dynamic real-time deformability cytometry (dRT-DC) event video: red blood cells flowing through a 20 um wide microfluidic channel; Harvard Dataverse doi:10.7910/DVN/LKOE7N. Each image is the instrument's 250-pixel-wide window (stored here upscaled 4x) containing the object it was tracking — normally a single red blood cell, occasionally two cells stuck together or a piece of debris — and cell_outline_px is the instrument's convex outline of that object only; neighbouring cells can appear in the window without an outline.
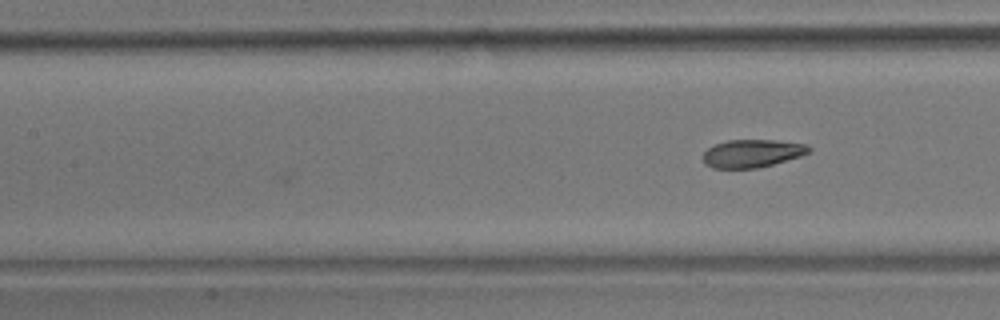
{"species": "common noctule bat (a hibernating species)", "species_latin": "Nyctalus noctula", "temperature_condition": "room temperature", "stored_images_in_passage": 8, "camera_frame_rate_fps": 3000, "um_per_image_px": 0.085, "animal": {"sex": "male", "body_mass_g": 17.9}, "frame": {"image": 1, "passage_image": 8, "time_ms": 9.0, "image_size_px": [1000, 320], "cell_outline_px": [[812, 148], [808, 152], [800, 156], [772, 164], [756, 168], [712, 168], [704, 164], [704, 152], [708, 148], [716, 144], [728, 140], [772, 140], [808, 144]], "centroid_in_image_um": [63.93, 13.03], "position_along_channel_um": 143.5, "area_um2": 17.05}}